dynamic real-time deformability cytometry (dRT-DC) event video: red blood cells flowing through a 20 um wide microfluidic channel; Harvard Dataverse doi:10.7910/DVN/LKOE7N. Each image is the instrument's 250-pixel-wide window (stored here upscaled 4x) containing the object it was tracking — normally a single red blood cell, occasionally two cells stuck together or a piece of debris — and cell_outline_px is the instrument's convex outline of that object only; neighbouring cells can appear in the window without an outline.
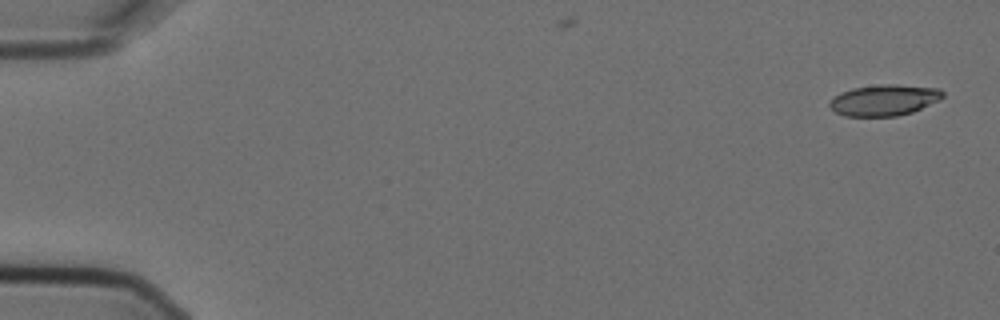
{"species": "Egyptian fruit bat (a non-hibernating species)", "species_latin": "Rousettus aegyptiacus", "temperature_condition": "cold", "stored_images_in_passage": 5, "camera_frame_rate_fps": 3000, "um_per_image_px": 0.085, "animal": {"sex": "female"}, "frame": {"image": 1, "passage_image": 1, "time_ms": 0.0, "image_size_px": [1000, 320], "cell_outline_px": [[944, 96], [940, 100], [912, 112], [896, 116], [844, 116], [836, 112], [828, 104], [840, 92], [852, 88], [880, 84], [892, 84], [940, 88], [944, 92]], "centroid_in_image_um": [75.18, 8.5], "position_along_channel_um": 9.8, "area_um2": 20.46}}
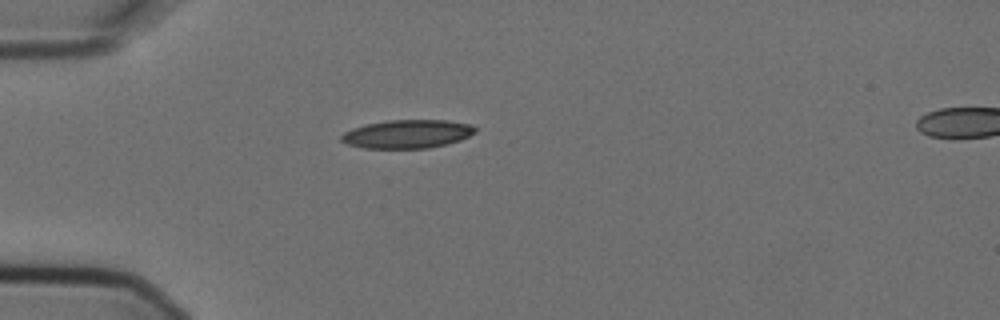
{"frame": {"image": 2, "passage_image": 4, "time_ms": 1.0, "image_size_px": [1000, 320], "cell_outline_px": [[476, 132], [460, 140], [448, 144], [428, 148], [364, 148], [348, 144], [340, 140], [340, 136], [344, 132], [352, 128], [364, 124], [388, 120], [448, 120], [472, 124], [476, 128]], "centroid_in_image_um": [34.63, 11.38], "position_along_channel_um": 50.4, "area_um2": 22.37}}